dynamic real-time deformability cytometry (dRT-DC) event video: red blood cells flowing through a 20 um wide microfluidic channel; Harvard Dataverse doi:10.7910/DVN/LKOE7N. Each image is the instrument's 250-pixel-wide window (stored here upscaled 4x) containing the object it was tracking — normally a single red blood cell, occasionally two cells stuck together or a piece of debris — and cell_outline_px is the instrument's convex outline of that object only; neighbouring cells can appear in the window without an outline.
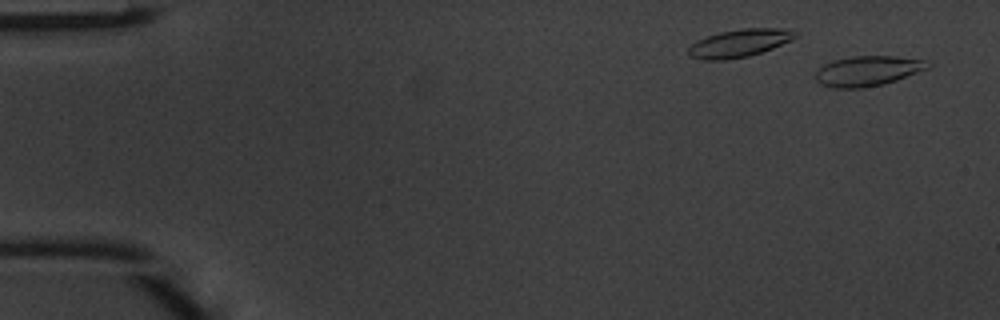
{"species": "common noctule bat (a hibernating species)", "species_latin": "Nyctalus noctula", "temperature_condition": "warm", "stored_images_in_passage": 26, "camera_frame_rate_fps": 3000, "um_per_image_px": 0.085, "animal": {"sex": "male", "body_mass_g": 20.1, "forearm_length_mm": 53.5}, "frame": {"image": 1, "passage_image": 2, "time_ms": 0.333, "image_size_px": [1000, 320], "cell_outline_px": [[932, 64], [928, 68], [896, 80], [884, 84], [864, 88], [832, 88], [820, 84], [816, 80], [816, 72], [824, 64], [832, 60], [852, 56], [892, 56], [932, 60]], "centroid_in_image_um": [73.78, 6.02], "position_along_channel_um": 11.2, "area_um2": 19.88}}
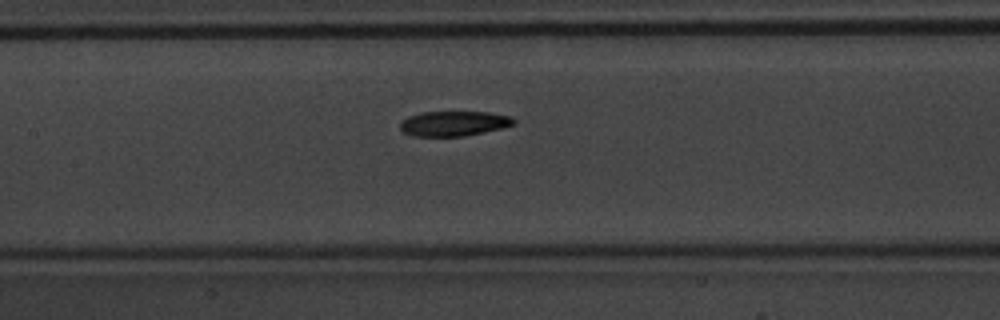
{"frame": {"image": 2, "passage_image": 19, "time_ms": 6.0, "image_size_px": [1000, 320], "cell_outline_px": [[516, 124], [504, 128], [464, 136], [412, 136], [404, 132], [400, 128], [400, 124], [408, 116], [420, 112], [488, 112], [512, 116], [516, 120]], "centroid_in_image_um": [38.62, 10.49], "position_along_channel_um": 168.8, "area_um2": 16.65}}
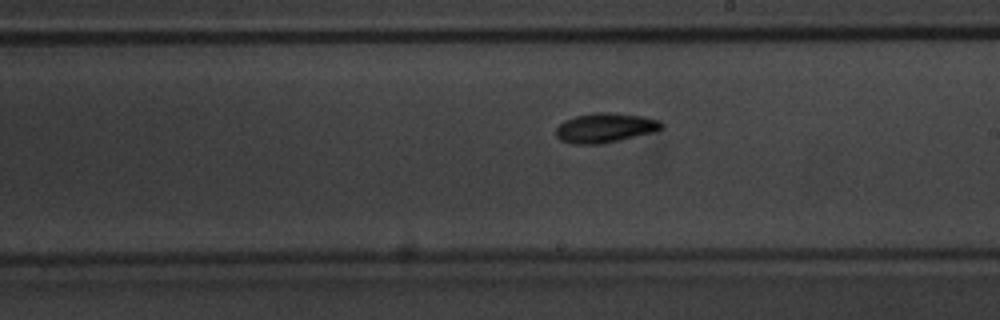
{"frame": {"image": 3, "passage_image": 24, "time_ms": 7.667, "image_size_px": [1000, 320], "cell_outline_px": [[664, 128], [656, 132], [620, 140], [600, 144], [572, 144], [560, 140], [556, 136], [556, 128], [564, 120], [576, 116], [592, 112], [608, 112], [644, 116], [660, 120], [664, 124]], "centroid_in_image_um": [51.47, 10.86], "position_along_channel_um": 237.5, "area_um2": 18.5}}